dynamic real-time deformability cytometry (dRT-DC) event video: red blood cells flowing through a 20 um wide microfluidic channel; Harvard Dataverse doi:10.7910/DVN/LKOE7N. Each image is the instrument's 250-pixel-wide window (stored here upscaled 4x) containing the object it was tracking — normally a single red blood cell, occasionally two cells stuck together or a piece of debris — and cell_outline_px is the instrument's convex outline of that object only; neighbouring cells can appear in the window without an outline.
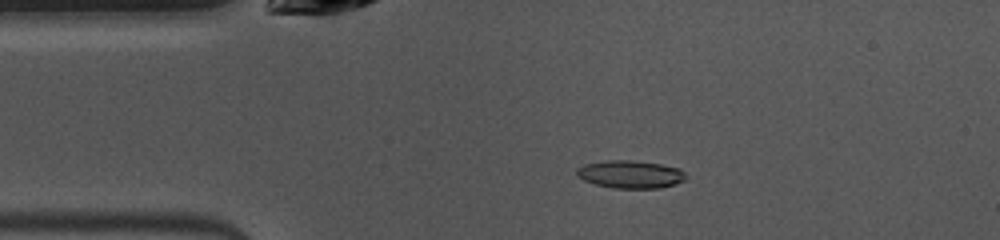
{"species": "common noctule bat (a hibernating species)", "species_latin": "Nyctalus noctula", "temperature_condition": "warm", "stored_images_in_passage": 41, "camera_frame_rate_fps": 3000, "um_per_image_px": 0.085, "animal": {"sex": "female", "body_mass_g": 10.0, "forearm_length_mm": 53.1}, "frame": {"image": 1, "passage_image": 1, "time_ms": 0.0, "image_size_px": [1000, 240], "cell_outline_px": [[688, 176], [684, 180], [676, 184], [660, 188], [612, 188], [596, 184], [584, 180], [576, 176], [576, 168], [584, 164], [608, 160], [632, 160], [660, 164], [680, 168]], "centroid_in_image_um": [53.59, 14.81], "position_along_channel_um": 31.4, "area_um2": 17.8}}
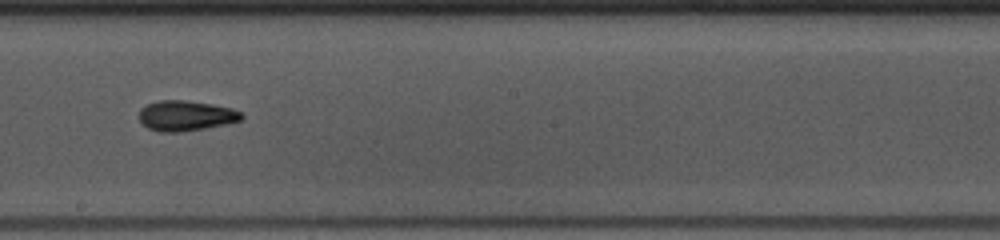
{"frame": {"image": 2, "passage_image": 18, "time_ms": 5.667, "image_size_px": [1000, 240], "cell_outline_px": [[244, 116], [240, 120], [228, 124], [180, 132], [160, 132], [148, 128], [140, 120], [140, 108], [148, 104], [160, 100], [184, 100], [212, 104], [232, 108], [240, 112]], "centroid_in_image_um": [15.81, 9.83], "position_along_channel_um": 232.4, "area_um2": 17.98}}
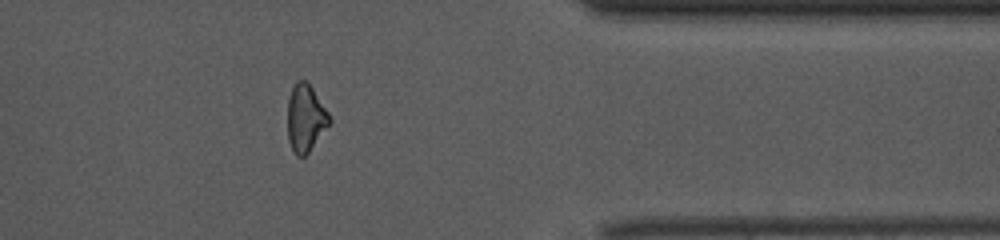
{"frame": {"image": 3, "passage_image": 31, "time_ms": 10.0, "image_size_px": [1000, 240], "cell_outline_px": [[332, 120], [308, 152], [304, 156], [296, 156], [288, 140], [288, 100], [292, 88], [296, 80], [308, 80], [328, 112]], "centroid_in_image_um": [25.97, 10.0], "position_along_channel_um": 385.4, "area_um2": 16.3}, "authors_computed_cell_mechanics": {"area_um2": 17.5712, "velocity_mm_per_s": 3.9938, "shape_relaxation_time_tau1_ms": 3.6366, "shape_relaxation_time_tau2_ms": 7.7546, "deformation_change_tau1": 0.1433, "deformation_change_tau2": 0.1761}}